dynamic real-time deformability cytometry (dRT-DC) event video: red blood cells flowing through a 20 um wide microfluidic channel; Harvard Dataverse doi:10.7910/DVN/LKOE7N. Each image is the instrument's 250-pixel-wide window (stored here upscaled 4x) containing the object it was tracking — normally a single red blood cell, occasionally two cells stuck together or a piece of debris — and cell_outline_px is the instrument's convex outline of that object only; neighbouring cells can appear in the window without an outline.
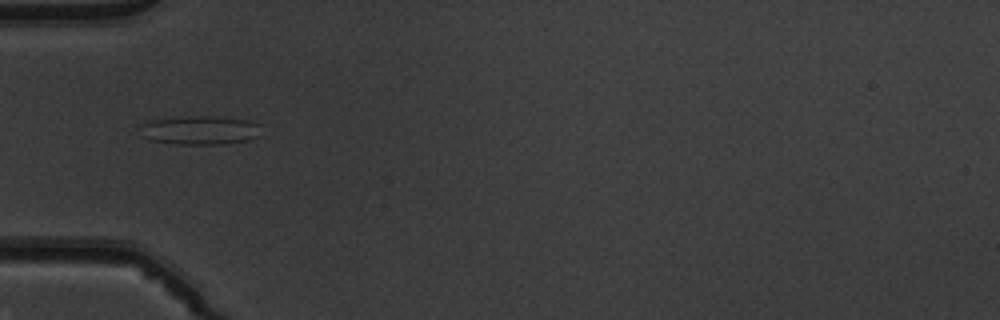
{"species": "common noctule bat (a hibernating species)", "species_latin": "Nyctalus noctula", "temperature_condition": "warm", "stored_images_in_passage": 35, "camera_frame_rate_fps": 3000, "um_per_image_px": 0.085, "animal": {"sex": "male", "body_mass_g": 19.5, "forearm_length_mm": 54.6}, "frame": {"image": 1, "passage_image": 1, "time_ms": 0.0, "image_size_px": [1000, 320], "cell_outline_px": [[260, 124], [256, 136], [248, 140], [224, 144], [176, 144], [152, 140], [144, 136], [140, 124], [148, 120], [188, 116], [224, 116], [248, 120]], "centroid_in_image_um": [17.0, 11.05], "position_along_channel_um": 68.0, "area_um2": 20.29}}
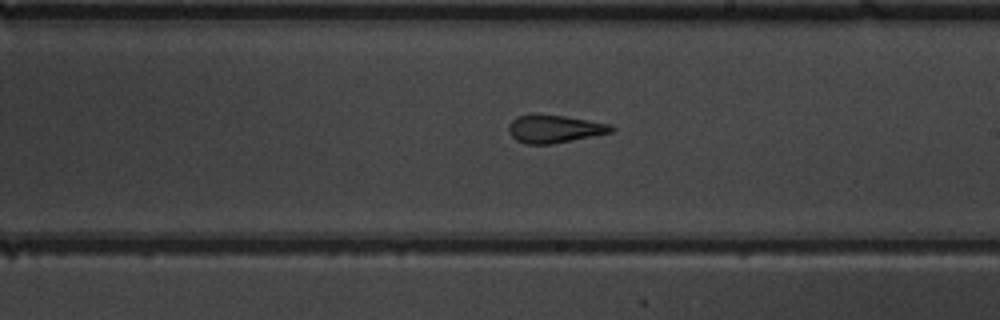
{"frame": {"image": 2, "passage_image": 14, "time_ms": 4.333, "image_size_px": [1000, 320], "cell_outline_px": [[616, 128], [612, 132], [552, 144], [524, 144], [516, 140], [508, 132], [508, 124], [516, 116], [532, 112], [564, 116], [588, 120], [608, 124]], "centroid_in_image_um": [47.05, 10.93], "position_along_channel_um": 241.9, "area_um2": 16.94}}
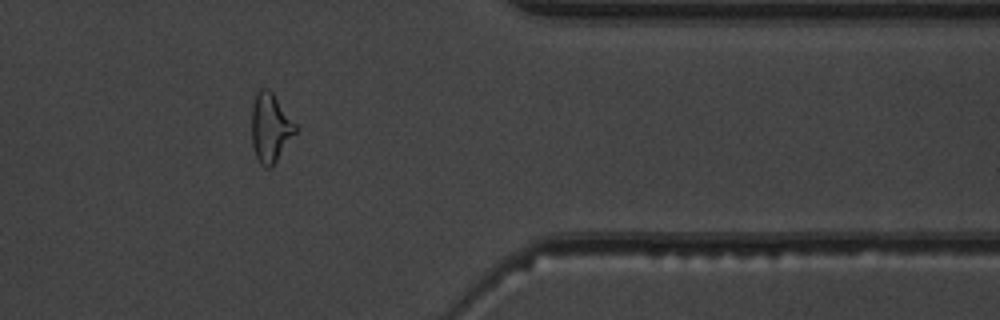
{"frame": {"image": 3, "passage_image": 26, "time_ms": 8.333, "image_size_px": [1000, 320], "cell_outline_px": [[296, 132], [272, 168], [264, 168], [260, 164], [256, 156], [252, 144], [252, 104], [256, 92], [260, 88], [268, 88], [272, 92], [296, 124]], "centroid_in_image_um": [22.97, 10.87], "position_along_channel_um": 388.4, "area_um2": 17.63}, "authors_computed_cell_mechanics": {"area_um2": 17.2244, "velocity_mm_per_s": 4.0292, "shape_relaxation_time_tau1_ms": 8.1584, "shape_relaxation_time_tau2_ms": 1.7703, "deformation_change_tau1": 0.226, "deformation_change_tau2": 0.1058}}